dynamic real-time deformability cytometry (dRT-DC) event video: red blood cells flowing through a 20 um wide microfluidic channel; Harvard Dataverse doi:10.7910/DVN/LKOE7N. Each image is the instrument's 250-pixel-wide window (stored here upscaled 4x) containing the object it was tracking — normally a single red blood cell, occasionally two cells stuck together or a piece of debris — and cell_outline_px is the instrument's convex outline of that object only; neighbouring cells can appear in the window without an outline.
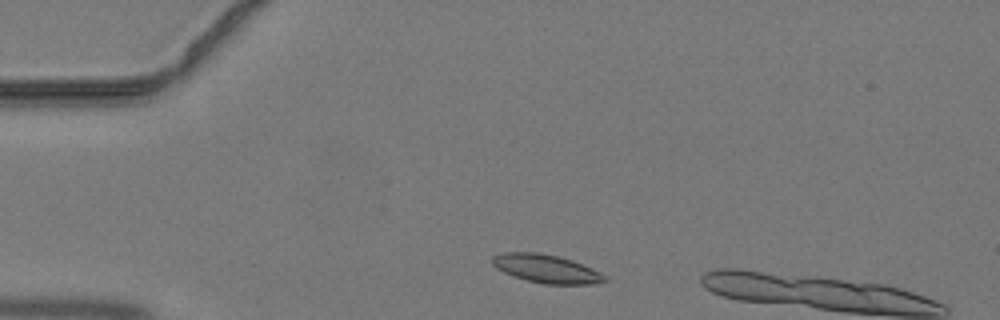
{"species": "common noctule bat (a hibernating species)", "species_latin": "Nyctalus noctula", "temperature_condition": "warm", "stored_images_in_passage": 6, "camera_frame_rate_fps": 3000, "um_per_image_px": 0.085, "animal": {"sex": "male", "body_mass_g": 19.2, "forearm_length_mm": 51.8}, "frame": {"image": 1, "passage_image": 3, "time_ms": 0.667, "image_size_px": [1000, 320], "cell_outline_px": [[608, 280], [592, 284], [544, 284], [512, 276], [496, 268], [492, 264], [492, 256], [504, 252], [536, 252], [556, 256], [572, 260], [592, 268], [600, 272]], "centroid_in_image_um": [46.41, 22.84], "position_along_channel_um": 38.6, "area_um2": 18.44}}